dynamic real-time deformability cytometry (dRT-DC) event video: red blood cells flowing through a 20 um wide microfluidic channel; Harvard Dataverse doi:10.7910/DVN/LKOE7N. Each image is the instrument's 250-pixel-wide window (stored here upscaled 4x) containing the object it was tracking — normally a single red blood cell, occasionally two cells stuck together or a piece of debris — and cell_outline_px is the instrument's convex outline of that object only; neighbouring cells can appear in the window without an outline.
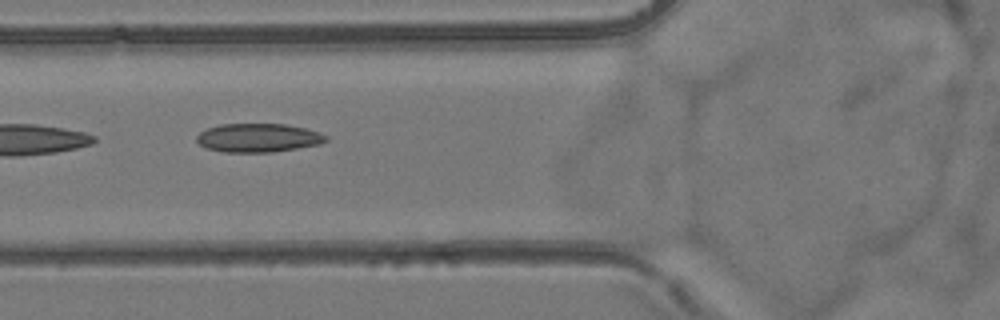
{"species": "common noctule bat (a hibernating species)", "species_latin": "Nyctalus noctula", "temperature_condition": "room temperature", "stored_images_in_passage": 8, "camera_frame_rate_fps": 3000, "um_per_image_px": 0.085, "animal": {"sex": "female", "body_mass_g": 24.6, "forearm_length_mm": 56.2}, "frame": {"image": 1, "passage_image": 5, "time_ms": 5.667, "image_size_px": [1000, 320], "cell_outline_px": [[328, 140], [320, 144], [272, 152], [224, 152], [208, 148], [200, 144], [196, 140], [196, 136], [200, 132], [208, 128], [220, 124], [284, 124], [304, 128], [320, 132], [328, 136]], "centroid_in_image_um": [21.96, 11.71], "position_along_channel_um": 103.8, "area_um2": 21.5}}
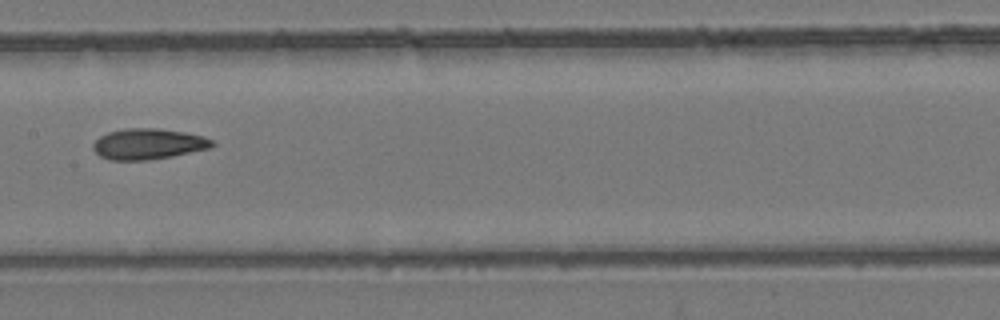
{"frame": {"image": 2, "passage_image": 7, "time_ms": 8.0, "image_size_px": [1000, 320], "cell_outline_px": [[216, 144], [212, 148], [172, 156], [148, 160], [108, 160], [100, 156], [92, 148], [92, 144], [100, 136], [108, 132], [124, 128], [156, 128], [184, 132], [204, 136], [212, 140]], "centroid_in_image_um": [12.61, 12.24], "position_along_channel_um": 194.8, "area_um2": 21.5}}
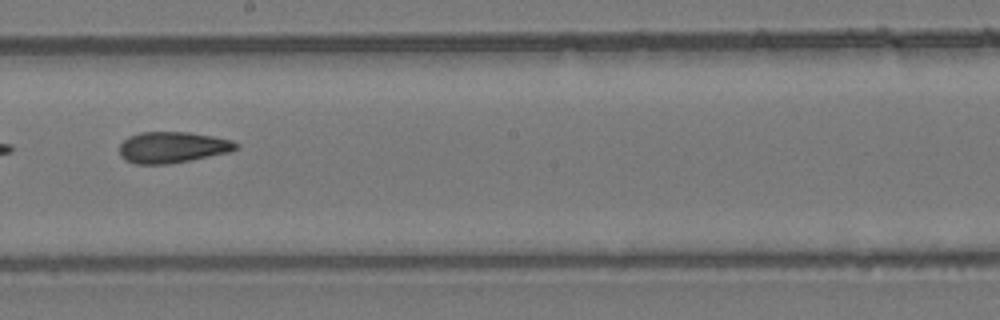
{"frame": {"image": 3, "passage_image": 8, "time_ms": 9.0, "image_size_px": [1000, 320], "cell_outline_px": [[240, 148], [232, 152], [168, 164], [136, 164], [124, 160], [120, 156], [120, 144], [128, 136], [140, 132], [188, 132], [212, 136], [232, 140], [240, 144]], "centroid_in_image_um": [14.68, 12.52], "position_along_channel_um": 233.5, "area_um2": 21.39}}